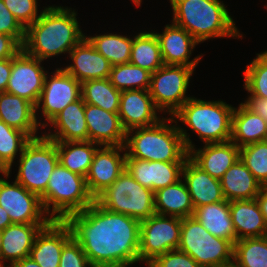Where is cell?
<instances>
[{"mask_svg":"<svg viewBox=\"0 0 267 267\" xmlns=\"http://www.w3.org/2000/svg\"><path fill=\"white\" fill-rule=\"evenodd\" d=\"M155 35L160 44L164 65L186 66L195 69L201 56H196L191 61L189 58L199 42L185 29L172 22L165 26L162 33L155 32Z\"/></svg>","mask_w":267,"mask_h":267,"instance_id":"cell-19","label":"cell"},{"mask_svg":"<svg viewBox=\"0 0 267 267\" xmlns=\"http://www.w3.org/2000/svg\"><path fill=\"white\" fill-rule=\"evenodd\" d=\"M153 32H140L133 38L129 63L154 73L164 63L160 44Z\"/></svg>","mask_w":267,"mask_h":267,"instance_id":"cell-33","label":"cell"},{"mask_svg":"<svg viewBox=\"0 0 267 267\" xmlns=\"http://www.w3.org/2000/svg\"><path fill=\"white\" fill-rule=\"evenodd\" d=\"M188 151L189 158L213 178L220 180L240 158V148L231 140L205 144L203 149Z\"/></svg>","mask_w":267,"mask_h":267,"instance_id":"cell-22","label":"cell"},{"mask_svg":"<svg viewBox=\"0 0 267 267\" xmlns=\"http://www.w3.org/2000/svg\"><path fill=\"white\" fill-rule=\"evenodd\" d=\"M182 176L194 209L203 205L226 201L220 180L210 176L189 157L184 163Z\"/></svg>","mask_w":267,"mask_h":267,"instance_id":"cell-23","label":"cell"},{"mask_svg":"<svg viewBox=\"0 0 267 267\" xmlns=\"http://www.w3.org/2000/svg\"><path fill=\"white\" fill-rule=\"evenodd\" d=\"M230 215L237 241L267 235V224L256 198L231 201Z\"/></svg>","mask_w":267,"mask_h":267,"instance_id":"cell-27","label":"cell"},{"mask_svg":"<svg viewBox=\"0 0 267 267\" xmlns=\"http://www.w3.org/2000/svg\"><path fill=\"white\" fill-rule=\"evenodd\" d=\"M99 144L91 141L56 142L59 163L71 172L86 177Z\"/></svg>","mask_w":267,"mask_h":267,"instance_id":"cell-32","label":"cell"},{"mask_svg":"<svg viewBox=\"0 0 267 267\" xmlns=\"http://www.w3.org/2000/svg\"><path fill=\"white\" fill-rule=\"evenodd\" d=\"M0 179V206L8 211L12 223L48 224L52 219L45 213L40 197L17 181Z\"/></svg>","mask_w":267,"mask_h":267,"instance_id":"cell-13","label":"cell"},{"mask_svg":"<svg viewBox=\"0 0 267 267\" xmlns=\"http://www.w3.org/2000/svg\"><path fill=\"white\" fill-rule=\"evenodd\" d=\"M240 159L255 179L267 186V140L241 147Z\"/></svg>","mask_w":267,"mask_h":267,"instance_id":"cell-39","label":"cell"},{"mask_svg":"<svg viewBox=\"0 0 267 267\" xmlns=\"http://www.w3.org/2000/svg\"><path fill=\"white\" fill-rule=\"evenodd\" d=\"M40 199L45 213L52 220H65L95 201L88 190L86 178L71 172L60 163L54 168Z\"/></svg>","mask_w":267,"mask_h":267,"instance_id":"cell-5","label":"cell"},{"mask_svg":"<svg viewBox=\"0 0 267 267\" xmlns=\"http://www.w3.org/2000/svg\"><path fill=\"white\" fill-rule=\"evenodd\" d=\"M151 72L131 63L114 65L109 80L120 91L149 90Z\"/></svg>","mask_w":267,"mask_h":267,"instance_id":"cell-37","label":"cell"},{"mask_svg":"<svg viewBox=\"0 0 267 267\" xmlns=\"http://www.w3.org/2000/svg\"><path fill=\"white\" fill-rule=\"evenodd\" d=\"M30 140L31 138L26 133L0 120V161L8 169L9 175L16 155L18 157L17 153L19 152L20 156Z\"/></svg>","mask_w":267,"mask_h":267,"instance_id":"cell-38","label":"cell"},{"mask_svg":"<svg viewBox=\"0 0 267 267\" xmlns=\"http://www.w3.org/2000/svg\"><path fill=\"white\" fill-rule=\"evenodd\" d=\"M85 37L112 66L129 63L133 38L112 33Z\"/></svg>","mask_w":267,"mask_h":267,"instance_id":"cell-35","label":"cell"},{"mask_svg":"<svg viewBox=\"0 0 267 267\" xmlns=\"http://www.w3.org/2000/svg\"><path fill=\"white\" fill-rule=\"evenodd\" d=\"M53 132L43 135L55 142L88 141L85 103L82 98L67 105L51 122Z\"/></svg>","mask_w":267,"mask_h":267,"instance_id":"cell-24","label":"cell"},{"mask_svg":"<svg viewBox=\"0 0 267 267\" xmlns=\"http://www.w3.org/2000/svg\"><path fill=\"white\" fill-rule=\"evenodd\" d=\"M47 74L48 72L44 78L40 98L35 106V112L41 108V115L45 117V123H41L43 128L49 126L48 123L67 105L81 98V83L64 68H57L51 77Z\"/></svg>","mask_w":267,"mask_h":267,"instance_id":"cell-12","label":"cell"},{"mask_svg":"<svg viewBox=\"0 0 267 267\" xmlns=\"http://www.w3.org/2000/svg\"><path fill=\"white\" fill-rule=\"evenodd\" d=\"M148 267H201L190 255L178 249L154 258Z\"/></svg>","mask_w":267,"mask_h":267,"instance_id":"cell-43","label":"cell"},{"mask_svg":"<svg viewBox=\"0 0 267 267\" xmlns=\"http://www.w3.org/2000/svg\"><path fill=\"white\" fill-rule=\"evenodd\" d=\"M244 72V88L250 95L267 99V51L256 54Z\"/></svg>","mask_w":267,"mask_h":267,"instance_id":"cell-40","label":"cell"},{"mask_svg":"<svg viewBox=\"0 0 267 267\" xmlns=\"http://www.w3.org/2000/svg\"><path fill=\"white\" fill-rule=\"evenodd\" d=\"M36 115L35 106L28 100L8 92L0 93V120L26 133L31 139L40 137L36 134L41 121Z\"/></svg>","mask_w":267,"mask_h":267,"instance_id":"cell-25","label":"cell"},{"mask_svg":"<svg viewBox=\"0 0 267 267\" xmlns=\"http://www.w3.org/2000/svg\"><path fill=\"white\" fill-rule=\"evenodd\" d=\"M90 265L80 244L71 237L63 246L59 267H90Z\"/></svg>","mask_w":267,"mask_h":267,"instance_id":"cell-42","label":"cell"},{"mask_svg":"<svg viewBox=\"0 0 267 267\" xmlns=\"http://www.w3.org/2000/svg\"><path fill=\"white\" fill-rule=\"evenodd\" d=\"M233 110V106L221 100L191 97L172 117L198 134L203 143H220L231 139Z\"/></svg>","mask_w":267,"mask_h":267,"instance_id":"cell-6","label":"cell"},{"mask_svg":"<svg viewBox=\"0 0 267 267\" xmlns=\"http://www.w3.org/2000/svg\"><path fill=\"white\" fill-rule=\"evenodd\" d=\"M12 70V58L0 60V93L5 92Z\"/></svg>","mask_w":267,"mask_h":267,"instance_id":"cell-47","label":"cell"},{"mask_svg":"<svg viewBox=\"0 0 267 267\" xmlns=\"http://www.w3.org/2000/svg\"><path fill=\"white\" fill-rule=\"evenodd\" d=\"M5 6L12 15L26 29L33 24L41 15L38 14V0H3Z\"/></svg>","mask_w":267,"mask_h":267,"instance_id":"cell-41","label":"cell"},{"mask_svg":"<svg viewBox=\"0 0 267 267\" xmlns=\"http://www.w3.org/2000/svg\"><path fill=\"white\" fill-rule=\"evenodd\" d=\"M75 10L49 6L25 29L22 49L41 61L69 53L84 37Z\"/></svg>","mask_w":267,"mask_h":267,"instance_id":"cell-2","label":"cell"},{"mask_svg":"<svg viewBox=\"0 0 267 267\" xmlns=\"http://www.w3.org/2000/svg\"><path fill=\"white\" fill-rule=\"evenodd\" d=\"M47 224L12 223L2 231L0 260L14 264L30 256L34 239Z\"/></svg>","mask_w":267,"mask_h":267,"instance_id":"cell-26","label":"cell"},{"mask_svg":"<svg viewBox=\"0 0 267 267\" xmlns=\"http://www.w3.org/2000/svg\"><path fill=\"white\" fill-rule=\"evenodd\" d=\"M91 265L139 261L140 221L109 211L95 201L64 220Z\"/></svg>","mask_w":267,"mask_h":267,"instance_id":"cell-1","label":"cell"},{"mask_svg":"<svg viewBox=\"0 0 267 267\" xmlns=\"http://www.w3.org/2000/svg\"><path fill=\"white\" fill-rule=\"evenodd\" d=\"M15 181L39 197L46 191L49 178L59 163L56 142L44 135L31 139L19 157Z\"/></svg>","mask_w":267,"mask_h":267,"instance_id":"cell-9","label":"cell"},{"mask_svg":"<svg viewBox=\"0 0 267 267\" xmlns=\"http://www.w3.org/2000/svg\"><path fill=\"white\" fill-rule=\"evenodd\" d=\"M230 140L239 148L267 140V121L240 103L232 113Z\"/></svg>","mask_w":267,"mask_h":267,"instance_id":"cell-29","label":"cell"},{"mask_svg":"<svg viewBox=\"0 0 267 267\" xmlns=\"http://www.w3.org/2000/svg\"><path fill=\"white\" fill-rule=\"evenodd\" d=\"M22 46L12 37L7 34H0V60L13 58Z\"/></svg>","mask_w":267,"mask_h":267,"instance_id":"cell-45","label":"cell"},{"mask_svg":"<svg viewBox=\"0 0 267 267\" xmlns=\"http://www.w3.org/2000/svg\"><path fill=\"white\" fill-rule=\"evenodd\" d=\"M181 218L155 213L140 221L139 262L150 263L159 255L178 249Z\"/></svg>","mask_w":267,"mask_h":267,"instance_id":"cell-11","label":"cell"},{"mask_svg":"<svg viewBox=\"0 0 267 267\" xmlns=\"http://www.w3.org/2000/svg\"><path fill=\"white\" fill-rule=\"evenodd\" d=\"M128 266L129 265H125V264H113V263L90 265V267H128Z\"/></svg>","mask_w":267,"mask_h":267,"instance_id":"cell-51","label":"cell"},{"mask_svg":"<svg viewBox=\"0 0 267 267\" xmlns=\"http://www.w3.org/2000/svg\"><path fill=\"white\" fill-rule=\"evenodd\" d=\"M121 91L117 90L109 78L87 80L81 83V98L88 103L112 113H118Z\"/></svg>","mask_w":267,"mask_h":267,"instance_id":"cell-34","label":"cell"},{"mask_svg":"<svg viewBox=\"0 0 267 267\" xmlns=\"http://www.w3.org/2000/svg\"><path fill=\"white\" fill-rule=\"evenodd\" d=\"M193 217L215 237L229 240L233 244L237 241L230 215V202L227 200L196 207Z\"/></svg>","mask_w":267,"mask_h":267,"instance_id":"cell-31","label":"cell"},{"mask_svg":"<svg viewBox=\"0 0 267 267\" xmlns=\"http://www.w3.org/2000/svg\"><path fill=\"white\" fill-rule=\"evenodd\" d=\"M124 146H100L93 156L86 183L90 194L95 199L108 188L126 169Z\"/></svg>","mask_w":267,"mask_h":267,"instance_id":"cell-15","label":"cell"},{"mask_svg":"<svg viewBox=\"0 0 267 267\" xmlns=\"http://www.w3.org/2000/svg\"><path fill=\"white\" fill-rule=\"evenodd\" d=\"M155 212L160 215L186 218L193 216L194 207L182 178L174 184L154 192Z\"/></svg>","mask_w":267,"mask_h":267,"instance_id":"cell-30","label":"cell"},{"mask_svg":"<svg viewBox=\"0 0 267 267\" xmlns=\"http://www.w3.org/2000/svg\"><path fill=\"white\" fill-rule=\"evenodd\" d=\"M95 202L109 211L125 214L139 221L156 213L154 192L138 183L126 169L95 198Z\"/></svg>","mask_w":267,"mask_h":267,"instance_id":"cell-8","label":"cell"},{"mask_svg":"<svg viewBox=\"0 0 267 267\" xmlns=\"http://www.w3.org/2000/svg\"><path fill=\"white\" fill-rule=\"evenodd\" d=\"M13 267H41L36 261L30 256L17 261L12 265Z\"/></svg>","mask_w":267,"mask_h":267,"instance_id":"cell-50","label":"cell"},{"mask_svg":"<svg viewBox=\"0 0 267 267\" xmlns=\"http://www.w3.org/2000/svg\"><path fill=\"white\" fill-rule=\"evenodd\" d=\"M2 231L0 230V250H1Z\"/></svg>","mask_w":267,"mask_h":267,"instance_id":"cell-55","label":"cell"},{"mask_svg":"<svg viewBox=\"0 0 267 267\" xmlns=\"http://www.w3.org/2000/svg\"><path fill=\"white\" fill-rule=\"evenodd\" d=\"M178 250L190 255L201 267H230L234 244L212 235L196 218L181 219Z\"/></svg>","mask_w":267,"mask_h":267,"instance_id":"cell-7","label":"cell"},{"mask_svg":"<svg viewBox=\"0 0 267 267\" xmlns=\"http://www.w3.org/2000/svg\"><path fill=\"white\" fill-rule=\"evenodd\" d=\"M242 104L249 111L260 115L267 121V99L250 95L244 103L242 102Z\"/></svg>","mask_w":267,"mask_h":267,"instance_id":"cell-46","label":"cell"},{"mask_svg":"<svg viewBox=\"0 0 267 267\" xmlns=\"http://www.w3.org/2000/svg\"><path fill=\"white\" fill-rule=\"evenodd\" d=\"M135 5H137V6H141L140 4H141V2H142V0H131Z\"/></svg>","mask_w":267,"mask_h":267,"instance_id":"cell-53","label":"cell"},{"mask_svg":"<svg viewBox=\"0 0 267 267\" xmlns=\"http://www.w3.org/2000/svg\"><path fill=\"white\" fill-rule=\"evenodd\" d=\"M256 201L259 205L260 211L264 216L265 222L267 224V186H262L261 190L256 197Z\"/></svg>","mask_w":267,"mask_h":267,"instance_id":"cell-48","label":"cell"},{"mask_svg":"<svg viewBox=\"0 0 267 267\" xmlns=\"http://www.w3.org/2000/svg\"><path fill=\"white\" fill-rule=\"evenodd\" d=\"M234 267H267V235L234 243Z\"/></svg>","mask_w":267,"mask_h":267,"instance_id":"cell-36","label":"cell"},{"mask_svg":"<svg viewBox=\"0 0 267 267\" xmlns=\"http://www.w3.org/2000/svg\"><path fill=\"white\" fill-rule=\"evenodd\" d=\"M194 69L186 66L163 65L151 74L149 94L159 112L171 117L191 97L186 96Z\"/></svg>","mask_w":267,"mask_h":267,"instance_id":"cell-10","label":"cell"},{"mask_svg":"<svg viewBox=\"0 0 267 267\" xmlns=\"http://www.w3.org/2000/svg\"><path fill=\"white\" fill-rule=\"evenodd\" d=\"M0 34L12 36L21 46L25 40V28L0 0Z\"/></svg>","mask_w":267,"mask_h":267,"instance_id":"cell-44","label":"cell"},{"mask_svg":"<svg viewBox=\"0 0 267 267\" xmlns=\"http://www.w3.org/2000/svg\"><path fill=\"white\" fill-rule=\"evenodd\" d=\"M4 263L5 262H3L2 260H0V267H13L12 264L6 266Z\"/></svg>","mask_w":267,"mask_h":267,"instance_id":"cell-54","label":"cell"},{"mask_svg":"<svg viewBox=\"0 0 267 267\" xmlns=\"http://www.w3.org/2000/svg\"><path fill=\"white\" fill-rule=\"evenodd\" d=\"M148 90L121 91L118 115L124 130L149 127L161 118Z\"/></svg>","mask_w":267,"mask_h":267,"instance_id":"cell-17","label":"cell"},{"mask_svg":"<svg viewBox=\"0 0 267 267\" xmlns=\"http://www.w3.org/2000/svg\"><path fill=\"white\" fill-rule=\"evenodd\" d=\"M10 224H12V222L9 218L8 211L0 206V230L3 231Z\"/></svg>","mask_w":267,"mask_h":267,"instance_id":"cell-49","label":"cell"},{"mask_svg":"<svg viewBox=\"0 0 267 267\" xmlns=\"http://www.w3.org/2000/svg\"><path fill=\"white\" fill-rule=\"evenodd\" d=\"M220 183L228 202L255 199L262 187L240 158L225 172Z\"/></svg>","mask_w":267,"mask_h":267,"instance_id":"cell-28","label":"cell"},{"mask_svg":"<svg viewBox=\"0 0 267 267\" xmlns=\"http://www.w3.org/2000/svg\"><path fill=\"white\" fill-rule=\"evenodd\" d=\"M73 64L64 67L77 81L109 78L112 65L100 54L90 41L84 37L70 52Z\"/></svg>","mask_w":267,"mask_h":267,"instance_id":"cell-20","label":"cell"},{"mask_svg":"<svg viewBox=\"0 0 267 267\" xmlns=\"http://www.w3.org/2000/svg\"><path fill=\"white\" fill-rule=\"evenodd\" d=\"M2 173V176L7 177L9 176L8 174V169L4 166V164L0 161V174ZM1 179V178H0Z\"/></svg>","mask_w":267,"mask_h":267,"instance_id":"cell-52","label":"cell"},{"mask_svg":"<svg viewBox=\"0 0 267 267\" xmlns=\"http://www.w3.org/2000/svg\"><path fill=\"white\" fill-rule=\"evenodd\" d=\"M167 121L176 124L169 125L166 123ZM177 123L173 117H163L155 125L127 131L124 144L126 158L185 162L189 157L188 151L195 146L192 144L186 130L181 128L180 125L178 127Z\"/></svg>","mask_w":267,"mask_h":267,"instance_id":"cell-3","label":"cell"},{"mask_svg":"<svg viewBox=\"0 0 267 267\" xmlns=\"http://www.w3.org/2000/svg\"><path fill=\"white\" fill-rule=\"evenodd\" d=\"M72 237L64 220H51L37 233L30 257L41 267H59L64 244Z\"/></svg>","mask_w":267,"mask_h":267,"instance_id":"cell-18","label":"cell"},{"mask_svg":"<svg viewBox=\"0 0 267 267\" xmlns=\"http://www.w3.org/2000/svg\"><path fill=\"white\" fill-rule=\"evenodd\" d=\"M184 163L126 158V170L142 186L156 192L182 178Z\"/></svg>","mask_w":267,"mask_h":267,"instance_id":"cell-16","label":"cell"},{"mask_svg":"<svg viewBox=\"0 0 267 267\" xmlns=\"http://www.w3.org/2000/svg\"><path fill=\"white\" fill-rule=\"evenodd\" d=\"M41 62L21 49L12 58L11 75L5 92L24 98L36 106L47 73Z\"/></svg>","mask_w":267,"mask_h":267,"instance_id":"cell-14","label":"cell"},{"mask_svg":"<svg viewBox=\"0 0 267 267\" xmlns=\"http://www.w3.org/2000/svg\"><path fill=\"white\" fill-rule=\"evenodd\" d=\"M85 119L88 128V141L100 146H124L126 131L118 113L106 111L85 103Z\"/></svg>","mask_w":267,"mask_h":267,"instance_id":"cell-21","label":"cell"},{"mask_svg":"<svg viewBox=\"0 0 267 267\" xmlns=\"http://www.w3.org/2000/svg\"><path fill=\"white\" fill-rule=\"evenodd\" d=\"M171 6L173 23L199 43L215 37H243L221 0H174Z\"/></svg>","mask_w":267,"mask_h":267,"instance_id":"cell-4","label":"cell"}]
</instances>
